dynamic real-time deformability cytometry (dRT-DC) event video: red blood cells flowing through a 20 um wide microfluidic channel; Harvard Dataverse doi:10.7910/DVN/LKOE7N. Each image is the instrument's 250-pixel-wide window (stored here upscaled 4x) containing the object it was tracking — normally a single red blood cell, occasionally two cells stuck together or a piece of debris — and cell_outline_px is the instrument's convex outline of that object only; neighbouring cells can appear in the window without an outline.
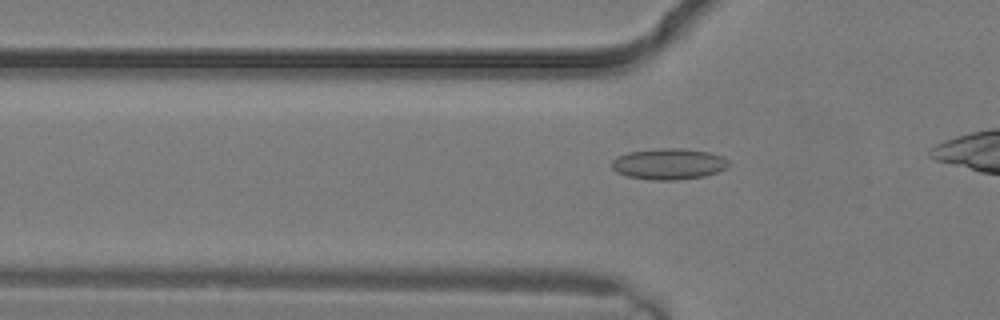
{"species": "common noctule bat (a hibernating species)", "species_latin": "Nyctalus noctula", "temperature_condition": "warm", "stored_images_in_passage": 5, "camera_frame_rate_fps": 3000, "um_per_image_px": 0.085, "animal": {"sex": "male", "body_mass_g": 19.2, "forearm_length_mm": 51.8}, "frame": {"image": 1, "passage_image": 3, "time_ms": 0.667, "image_size_px": [1000, 320], "cell_outline_px": [[732, 164], [728, 168], [704, 176], [676, 180], [652, 180], [628, 176], [616, 172], [612, 168], [612, 160], [616, 156], [628, 152], [660, 148], [680, 148], [708, 152], [720, 156], [728, 160]], "centroid_in_image_um": [56.84, 13.93], "position_along_channel_um": 69.0, "area_um2": 21.21}}